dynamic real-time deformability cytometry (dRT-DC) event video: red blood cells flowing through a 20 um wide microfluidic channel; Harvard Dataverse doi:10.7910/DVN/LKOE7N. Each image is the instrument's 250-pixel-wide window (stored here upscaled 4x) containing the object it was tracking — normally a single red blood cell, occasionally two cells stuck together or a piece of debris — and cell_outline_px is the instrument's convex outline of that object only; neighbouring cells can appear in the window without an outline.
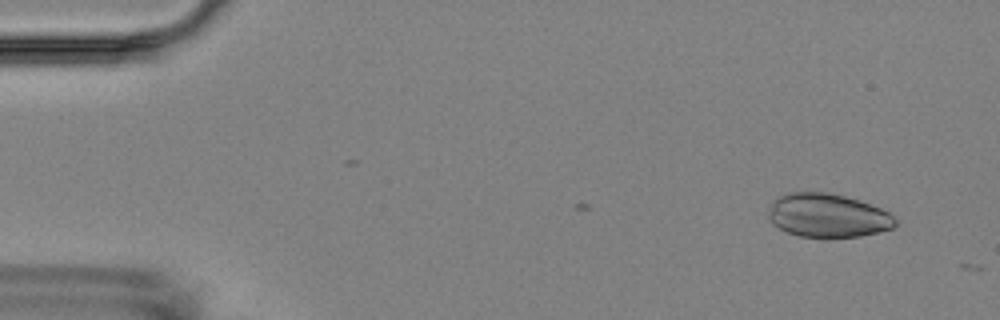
{"species": "Egyptian fruit bat (a non-hibernating species)", "species_latin": "Rousettus aegyptiacus", "temperature_condition": "room temperature", "stored_images_in_passage": 2, "camera_frame_rate_fps": 3000, "um_per_image_px": 0.085, "animal": {"sex": "female"}, "frame": {"image": 1, "passage_image": 2, "time_ms": 1.0, "image_size_px": [1000, 320], "cell_outline_px": [[896, 224], [892, 228], [880, 232], [860, 236], [800, 236], [788, 232], [772, 224], [768, 216], [768, 212], [776, 196], [788, 192], [828, 192], [844, 196], [880, 208], [888, 212], [896, 220]], "centroid_in_image_um": [70.32, 18.3], "position_along_channel_um": 14.7, "area_um2": 31.91}}